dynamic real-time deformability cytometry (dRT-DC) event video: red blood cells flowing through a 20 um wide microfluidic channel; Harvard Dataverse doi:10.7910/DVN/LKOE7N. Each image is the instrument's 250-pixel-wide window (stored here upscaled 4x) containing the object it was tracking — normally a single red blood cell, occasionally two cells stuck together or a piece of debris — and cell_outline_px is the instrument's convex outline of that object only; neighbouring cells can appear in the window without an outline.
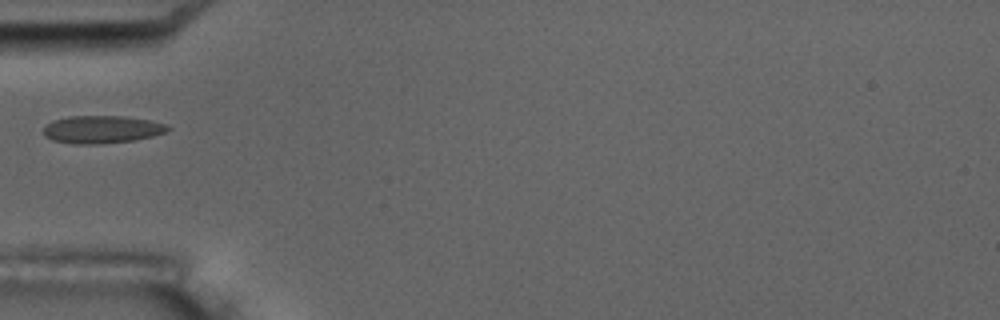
{"species": "common noctule bat (a hibernating species)", "species_latin": "Nyctalus noctula", "temperature_condition": "room temperature", "stored_images_in_passage": 2, "camera_frame_rate_fps": 3000, "um_per_image_px": 0.085, "animal": {"sex": "male", "body_mass_g": 17.5, "forearm_length_mm": 52.3}, "frame": {"image": 1, "passage_image": 2, "time_ms": 1.0, "image_size_px": [1000, 320], "cell_outline_px": [[172, 128], [164, 132], [152, 136], [136, 140], [100, 144], [76, 144], [52, 140], [44, 136], [44, 128], [52, 120], [68, 116], [124, 116], [148, 120], [168, 124]], "centroid_in_image_um": [8.66, 11.0], "position_along_channel_um": 76.3, "area_um2": 20.11}}